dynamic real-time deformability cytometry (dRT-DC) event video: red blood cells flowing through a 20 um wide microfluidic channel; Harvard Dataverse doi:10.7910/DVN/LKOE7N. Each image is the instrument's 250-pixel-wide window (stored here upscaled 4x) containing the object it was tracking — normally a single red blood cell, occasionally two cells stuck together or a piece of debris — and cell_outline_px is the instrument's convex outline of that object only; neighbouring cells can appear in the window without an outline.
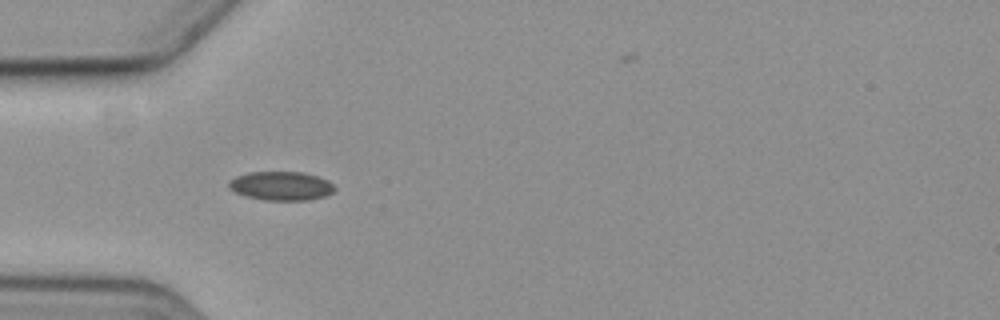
{"species": "common noctule bat (a hibernating species)", "species_latin": "Nyctalus noctula", "temperature_condition": "cold", "stored_images_in_passage": 2, "camera_frame_rate_fps": 3000, "um_per_image_px": 0.085, "animal": {"sex": "female", "body_mass_g": 19.3, "forearm_length_mm": 54.1}, "frame": {"image": 1, "passage_image": 1, "time_ms": 0.0, "image_size_px": [1000, 320], "cell_outline_px": [[336, 188], [332, 192], [324, 196], [308, 200], [264, 200], [248, 196], [236, 192], [228, 184], [236, 176], [248, 172], [304, 172], [328, 180]], "centroid_in_image_um": [23.93, 15.79], "position_along_channel_um": 61.1, "area_um2": 17.51}}
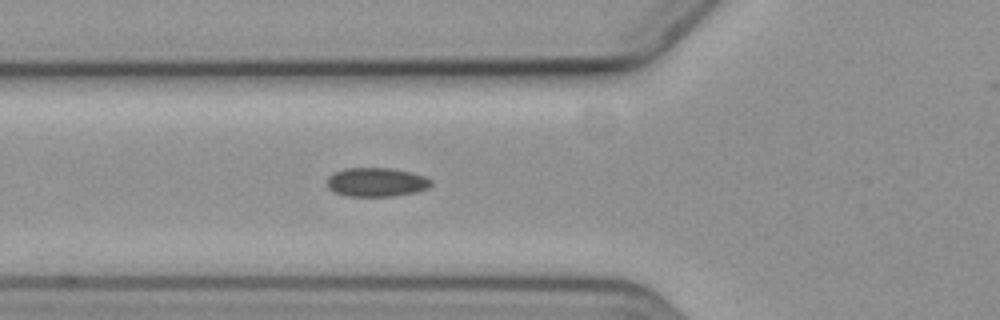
{"frame": {"image": 2, "passage_image": 2, "time_ms": 1.0, "image_size_px": [1000, 320], "cell_outline_px": [[432, 184], [428, 188], [416, 192], [396, 196], [348, 196], [336, 192], [328, 188], [328, 176], [332, 172], [344, 168], [392, 168], [412, 172], [424, 176], [432, 180]], "centroid_in_image_um": [32.01, 15.47], "position_along_channel_um": 93.8, "area_um2": 17.69}}